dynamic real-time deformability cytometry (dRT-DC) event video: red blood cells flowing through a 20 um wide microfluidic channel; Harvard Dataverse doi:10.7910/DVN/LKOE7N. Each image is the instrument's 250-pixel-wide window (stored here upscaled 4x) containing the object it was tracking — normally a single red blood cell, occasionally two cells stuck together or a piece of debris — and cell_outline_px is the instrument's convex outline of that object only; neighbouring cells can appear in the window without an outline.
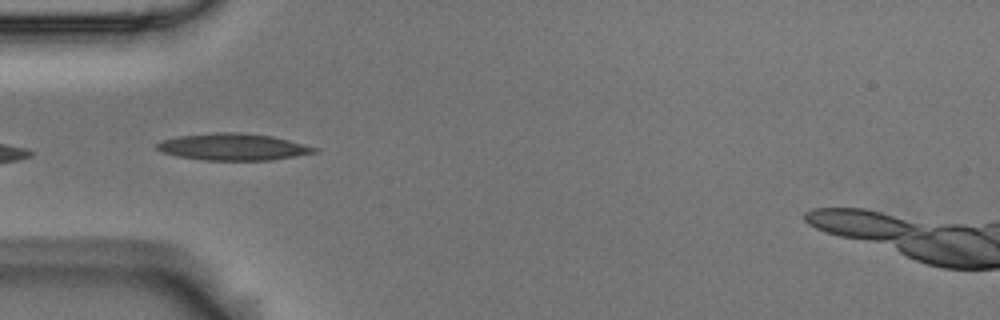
{"species": "Egyptian fruit bat (a non-hibernating species)", "species_latin": "Rousettus aegyptiacus", "temperature_condition": "room temperature", "stored_images_in_passage": 9, "camera_frame_rate_fps": 3000, "um_per_image_px": 0.085, "animal": {"sex": "male"}, "frame": {"image": 1, "passage_image": 6, "time_ms": 1.667, "image_size_px": [1000, 320], "cell_outline_px": [[320, 148], [316, 152], [296, 156], [272, 160], [204, 160], [176, 156], [160, 152], [156, 148], [156, 144], [160, 140], [176, 136], [216, 132], [240, 132], [272, 136]], "centroid_in_image_um": [19.77, 12.48], "position_along_channel_um": 65.2, "area_um2": 24.8}}
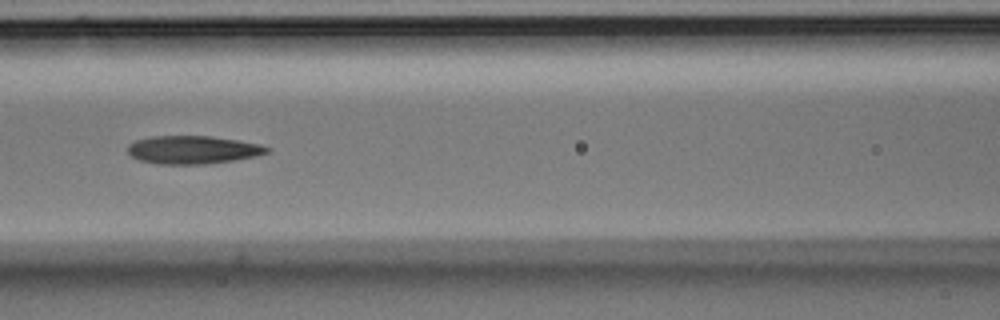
{"frame": {"image": 2, "passage_image": 8, "time_ms": 2.333, "image_size_px": [1000, 320], "cell_outline_px": [[272, 148], [268, 152], [260, 156], [204, 164], [156, 164], [140, 160], [132, 156], [128, 152], [128, 144], [136, 140], [152, 136], [212, 136], [260, 144]], "centroid_in_image_um": [16.41, 12.73], "position_along_channel_um": 150.2, "area_um2": 22.83}}
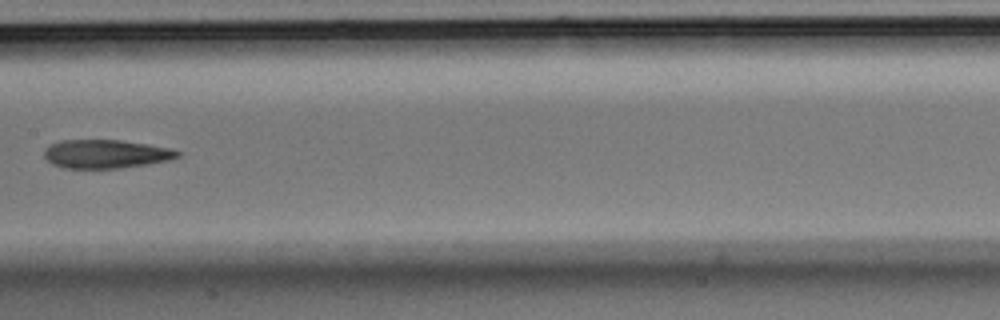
{"frame": {"image": 3, "passage_image": 9, "time_ms": 2.667, "image_size_px": [1000, 320], "cell_outline_px": [[180, 156], [168, 160], [148, 164], [120, 168], [64, 168], [52, 164], [44, 156], [44, 148], [48, 144], [60, 140], [120, 140], [148, 144], [168, 148], [180, 152]], "centroid_in_image_um": [8.95, 13.08], "position_along_channel_um": 198.5, "area_um2": 22.25}}